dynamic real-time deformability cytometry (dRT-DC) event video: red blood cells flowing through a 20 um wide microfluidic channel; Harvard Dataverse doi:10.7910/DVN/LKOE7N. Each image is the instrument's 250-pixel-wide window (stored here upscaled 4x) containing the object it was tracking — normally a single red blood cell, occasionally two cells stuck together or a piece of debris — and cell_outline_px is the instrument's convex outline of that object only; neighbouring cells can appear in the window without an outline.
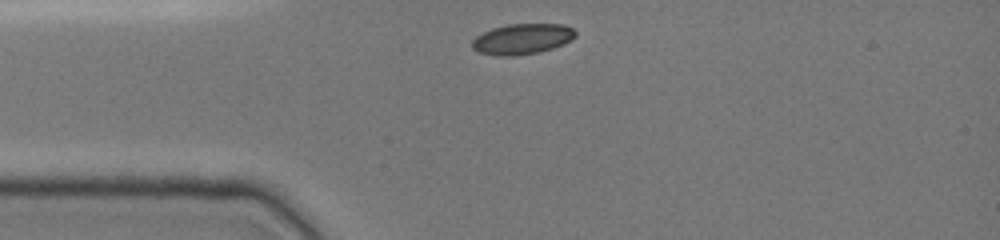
{"species": "common noctule bat (a hibernating species)", "species_latin": "Nyctalus noctula", "temperature_condition": "cold", "stored_images_in_passage": 30, "camera_frame_rate_fps": 3000, "um_per_image_px": 0.085, "animal": {"sex": "female", "body_mass_g": 19.0, "forearm_length_mm": 51.5}, "frame": {"image": 1, "passage_image": 1, "time_ms": 0.0, "image_size_px": [1000, 240], "cell_outline_px": [[576, 36], [572, 40], [564, 44], [540, 52], [516, 56], [496, 56], [480, 52], [472, 48], [472, 40], [476, 36], [492, 28], [508, 24], [564, 24], [572, 28], [576, 32]], "centroid_in_image_um": [44.4, 3.32], "position_along_channel_um": 40.6, "area_um2": 18.55}}
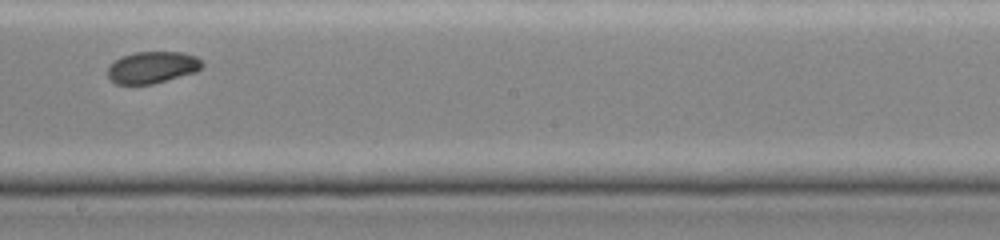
{"frame": {"image": 2, "passage_image": 17, "time_ms": 5.333, "image_size_px": [1000, 240], "cell_outline_px": [[204, 64], [196, 72], [152, 84], [116, 84], [108, 80], [108, 68], [116, 60], [124, 56], [136, 52], [180, 52], [196, 56]], "centroid_in_image_um": [12.94, 5.73], "position_along_channel_um": 235.3, "area_um2": 17.34}}
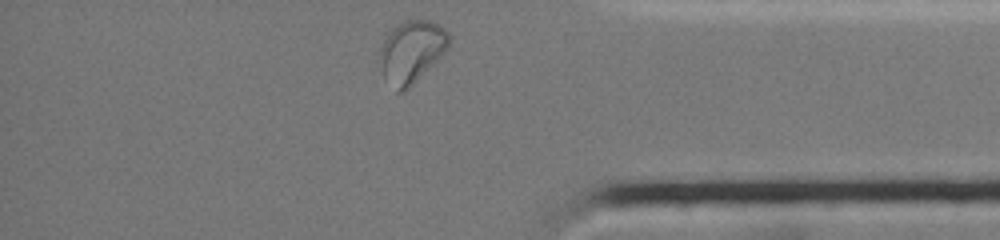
{"frame": {"image": 3, "passage_image": 30, "time_ms": 9.667, "image_size_px": [1000, 240], "cell_outline_px": [[452, 40], [448, 48], [404, 92], [396, 92], [384, 76], [380, 56], [380, 48], [388, 32], [396, 24], [404, 20], [432, 20], [440, 24], [452, 36]], "centroid_in_image_um": [35.01, 4.33], "position_along_channel_um": 400.2, "area_um2": 24.91}, "authors_computed_cell_mechanics": {"area_um2": 18.1492, "velocity_mm_per_s": 3.9756, "shape_relaxation_time_tau1_ms": 4.45, "shape_relaxation_time_tau2_ms": null, "deformation_change_tau1": 0.1077, "deformation_change_tau2": null}}